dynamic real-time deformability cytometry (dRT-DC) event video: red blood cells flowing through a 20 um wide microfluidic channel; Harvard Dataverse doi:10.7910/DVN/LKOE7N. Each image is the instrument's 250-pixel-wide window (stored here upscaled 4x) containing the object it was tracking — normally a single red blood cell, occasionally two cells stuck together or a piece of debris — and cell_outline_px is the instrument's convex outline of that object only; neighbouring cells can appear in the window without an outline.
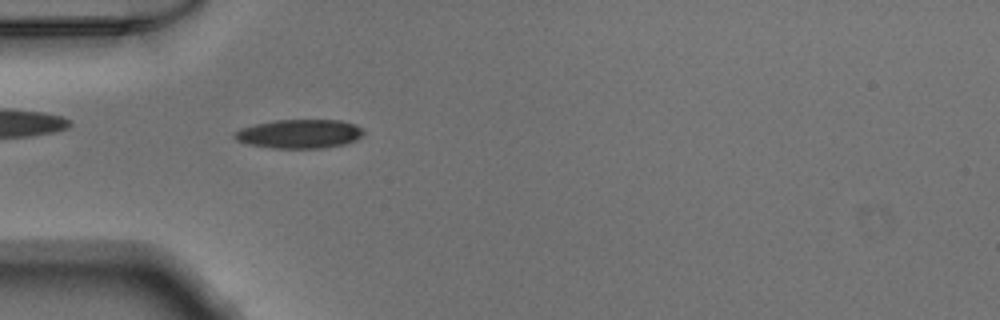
{"species": "Egyptian fruit bat (a non-hibernating species)", "species_latin": "Rousettus aegyptiacus", "temperature_condition": "warm", "stored_images_in_passage": 40, "camera_frame_rate_fps": 3000, "um_per_image_px": 0.085, "animal": {"sex": "male"}, "frame": {"image": 1, "passage_image": 5, "time_ms": 1.333, "image_size_px": [1000, 320], "cell_outline_px": [[364, 136], [356, 140], [344, 144], [324, 148], [272, 148], [248, 144], [236, 140], [232, 136], [240, 128], [256, 124], [276, 120], [340, 120], [356, 124], [364, 128]], "centroid_in_image_um": [25.5, 11.38], "position_along_channel_um": 59.5, "area_um2": 21.91}}
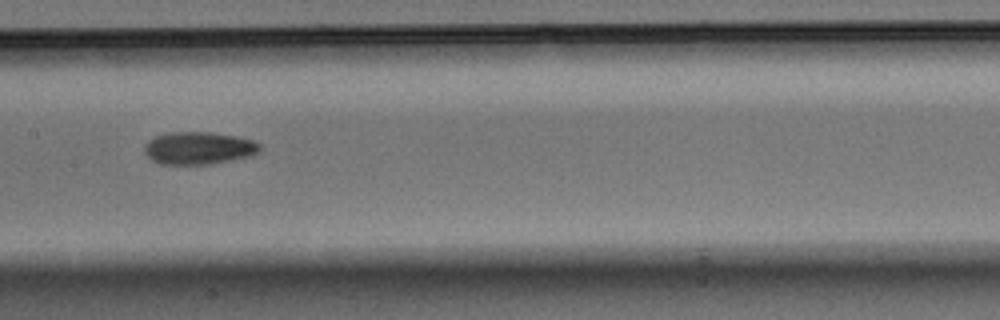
{"frame": {"image": 2, "passage_image": 15, "time_ms": 4.667, "image_size_px": [1000, 320], "cell_outline_px": [[260, 148], [252, 156], [232, 160], [208, 164], [160, 164], [152, 160], [144, 152], [144, 144], [148, 140], [156, 136], [172, 132], [208, 132], [236, 136], [252, 140], [260, 144]], "centroid_in_image_um": [16.86, 12.59], "position_along_channel_um": 190.5, "area_um2": 21.79}}
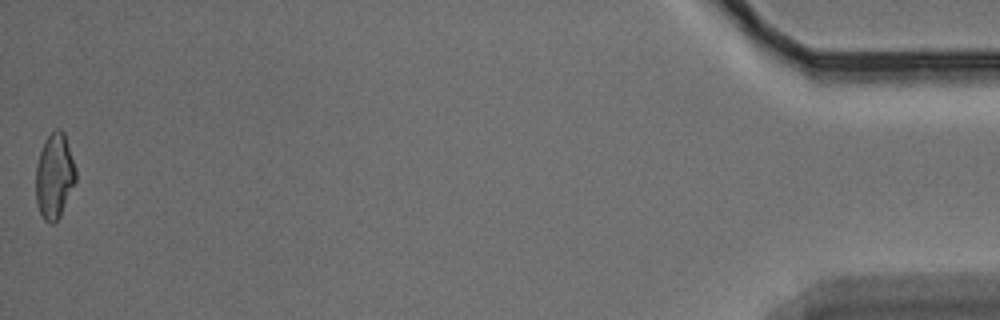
{"frame": {"image": 3, "passage_image": 40, "time_ms": 13.0, "image_size_px": [1000, 320], "cell_outline_px": [[76, 180], [60, 216], [52, 224], [48, 224], [44, 220], [36, 204], [36, 164], [44, 140], [56, 128], [60, 128], [64, 132], [76, 168]], "centroid_in_image_um": [4.62, 14.96], "position_along_channel_um": 430.6, "area_um2": 19.88}}